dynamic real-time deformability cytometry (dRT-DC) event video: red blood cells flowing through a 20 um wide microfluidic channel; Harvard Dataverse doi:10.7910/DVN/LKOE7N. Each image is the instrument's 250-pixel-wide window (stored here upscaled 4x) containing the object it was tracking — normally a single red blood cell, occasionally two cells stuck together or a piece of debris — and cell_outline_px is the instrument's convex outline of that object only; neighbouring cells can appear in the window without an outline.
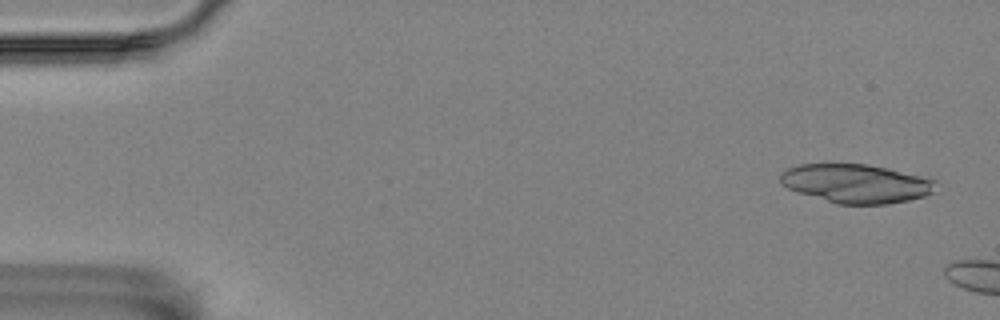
{"species": "Egyptian fruit bat (a non-hibernating species)", "species_latin": "Rousettus aegyptiacus", "temperature_condition": "room temperature", "stored_images_in_passage": 3, "camera_frame_rate_fps": 3000, "um_per_image_px": 0.085, "animal": {"sex": "female"}, "frame": {"image": 1, "passage_image": 1, "time_ms": 0.0, "image_size_px": [1000, 320], "cell_outline_px": [[936, 180], [932, 192], [924, 196], [908, 200], [888, 204], [836, 204], [788, 188], [780, 180], [780, 172], [788, 168], [800, 164], [868, 164]], "centroid_in_image_um": [72.74, 15.6], "position_along_channel_um": 12.3, "area_um2": 34.62}}